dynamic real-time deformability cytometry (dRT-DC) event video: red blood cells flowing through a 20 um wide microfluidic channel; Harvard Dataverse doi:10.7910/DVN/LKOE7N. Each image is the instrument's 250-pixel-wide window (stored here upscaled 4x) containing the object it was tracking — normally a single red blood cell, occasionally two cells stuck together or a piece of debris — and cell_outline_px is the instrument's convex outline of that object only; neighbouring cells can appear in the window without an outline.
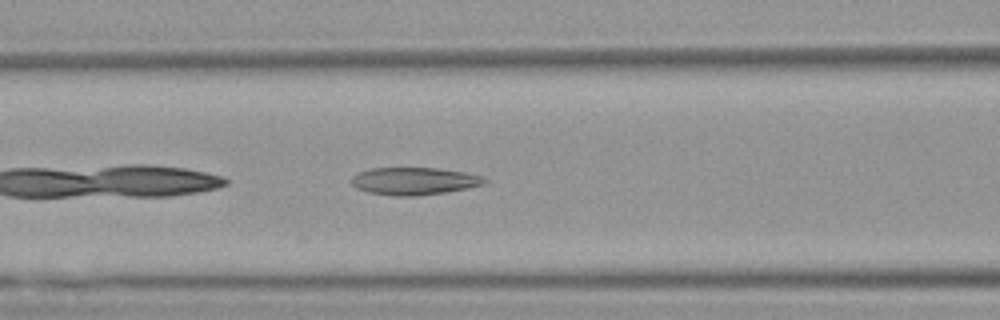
{"species": "Egyptian fruit bat (a non-hibernating species)", "species_latin": "Rousettus aegyptiacus", "temperature_condition": "warm", "stored_images_in_passage": 37, "camera_frame_rate_fps": 3000, "um_per_image_px": 0.085, "animal": {"sex": "female"}, "frame": {"image": 1, "passage_image": 6, "time_ms": 1.667, "image_size_px": [1000, 320], "cell_outline_px": [[488, 180], [484, 184], [468, 188], [448, 192], [416, 196], [396, 196], [368, 192], [356, 188], [348, 180], [356, 172], [372, 168], [436, 168], [464, 172], [484, 176]], "centroid_in_image_um": [35.18, 15.39], "position_along_channel_um": 131.4, "area_um2": 21.56}}
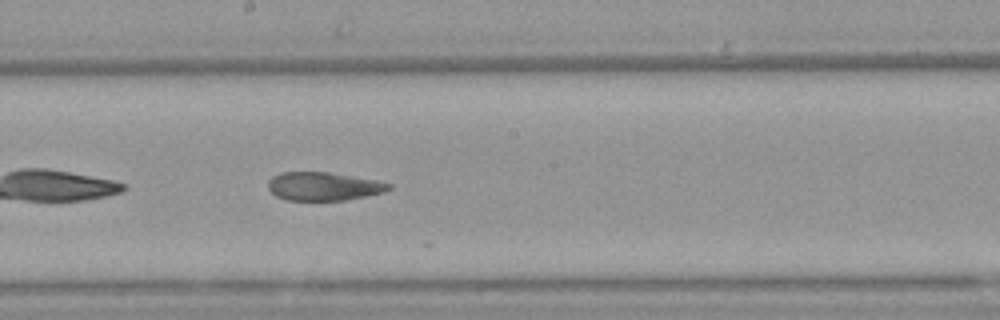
{"frame": {"image": 2, "passage_image": 13, "time_ms": 4.0, "image_size_px": [1000, 320], "cell_outline_px": [[392, 188], [384, 192], [344, 200], [284, 200], [276, 196], [268, 188], [268, 180], [272, 176], [280, 172], [328, 172], [376, 180], [392, 184]], "centroid_in_image_um": [27.47, 15.83], "position_along_channel_um": 220.7, "area_um2": 19.94}}
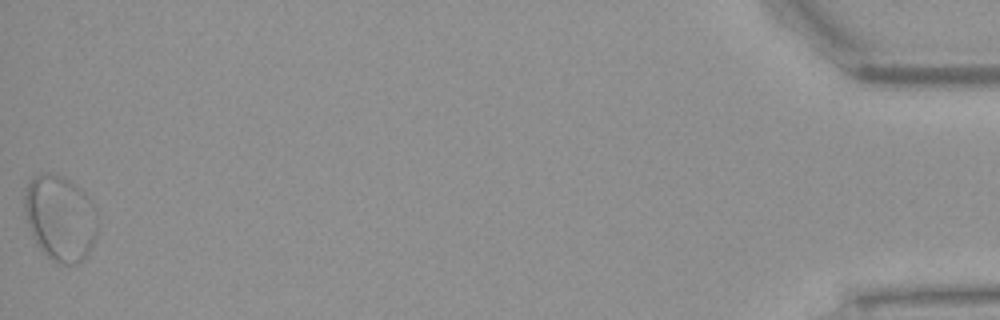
{"frame": {"image": 3, "passage_image": 37, "time_ms": 12.0, "image_size_px": [1000, 320], "cell_outline_px": [[96, 236], [92, 248], [80, 264], [60, 264], [44, 256], [36, 244], [32, 236], [24, 212], [24, 196], [28, 180], [40, 172], [44, 172], [60, 176], [68, 180], [84, 192], [88, 196], [92, 204], [96, 216]], "centroid_in_image_um": [5.08, 18.56], "position_along_channel_um": 430.1, "area_um2": 36.7}, "authors_computed_cell_mechanics": {"area_um2": 21.5594, "velocity_mm_per_s": 3.8401, "shape_relaxation_time_tau1_ms": null, "shape_relaxation_time_tau2_ms": 3.2706, "deformation_change_tau1": null, "deformation_change_tau2": 0.1169}}